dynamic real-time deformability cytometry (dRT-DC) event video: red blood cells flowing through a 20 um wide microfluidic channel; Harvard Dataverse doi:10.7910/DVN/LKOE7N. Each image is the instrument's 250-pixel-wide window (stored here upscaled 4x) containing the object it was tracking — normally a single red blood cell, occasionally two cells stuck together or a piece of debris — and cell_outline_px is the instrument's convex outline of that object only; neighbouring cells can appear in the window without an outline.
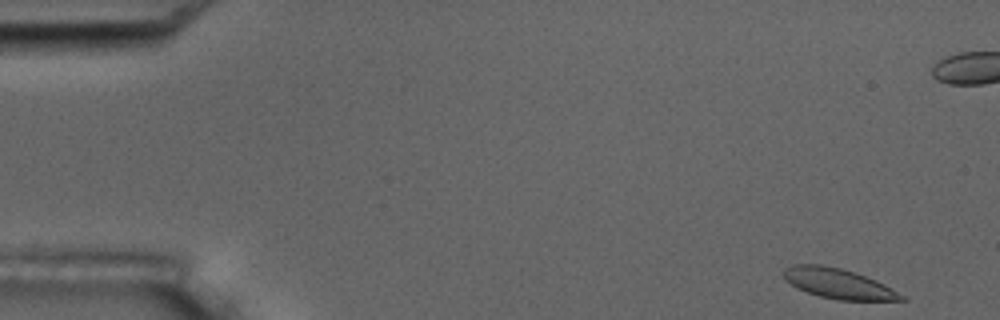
{"species": "common noctule bat (a hibernating species)", "species_latin": "Nyctalus noctula", "temperature_condition": "room temperature", "stored_images_in_passage": 16, "camera_frame_rate_fps": 3000, "um_per_image_px": 0.085, "animal": {"sex": "male", "body_mass_g": 17.5, "forearm_length_mm": 52.3}, "frame": {"image": 1, "passage_image": 1, "time_ms": 0.0, "image_size_px": [1000, 320], "cell_outline_px": [[908, 300], [836, 300], [820, 296], [796, 288], [784, 280], [784, 268], [792, 264], [820, 264], [840, 268], [856, 272], [876, 280], [884, 284], [904, 296]], "centroid_in_image_um": [71.22, 24.09], "position_along_channel_um": 13.8, "area_um2": 20.63}, "authors_computed_cell_mechanics": {"area_um2": 20.5479, "velocity_mm_per_s": 3.5889, "shape_relaxation_time_tau1_ms": null, "shape_relaxation_time_tau2_ms": 0.9114, "deformation_change_tau1": null, "deformation_change_tau2": 0.0554}}